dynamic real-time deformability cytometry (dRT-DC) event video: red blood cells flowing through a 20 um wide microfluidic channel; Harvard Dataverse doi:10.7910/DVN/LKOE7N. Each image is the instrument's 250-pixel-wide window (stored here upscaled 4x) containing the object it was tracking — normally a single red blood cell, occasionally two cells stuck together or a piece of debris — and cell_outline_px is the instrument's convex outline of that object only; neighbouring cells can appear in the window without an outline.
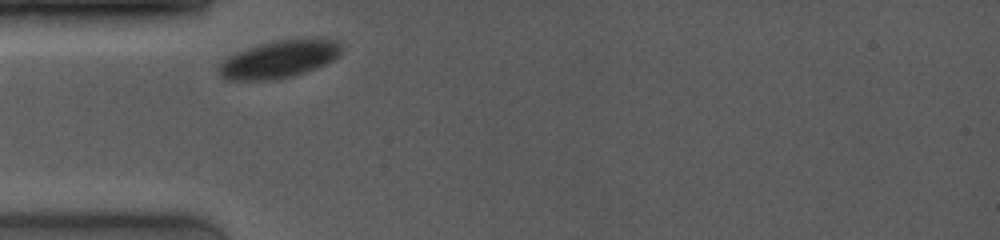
{"species": "common noctule bat (a hibernating species)", "species_latin": "Nyctalus noctula", "temperature_condition": "room temperature", "stored_images_in_passage": 2, "camera_frame_rate_fps": 4000, "um_per_image_px": 0.085, "animal": {"sex": "female", "body_mass_g": 19.0, "forearm_length_mm": 53.3}, "frame": {"image": 1, "passage_image": 1, "time_ms": 0.0, "image_size_px": [1000, 240], "cell_outline_px": [[340, 52], [332, 60], [316, 68], [292, 76], [272, 80], [224, 80], [216, 72], [216, 68], [228, 56], [236, 52], [260, 44], [280, 40], [316, 36], [320, 36], [336, 40], [340, 44]], "centroid_in_image_um": [23.71, 5.01], "position_along_channel_um": 61.3, "area_um2": 27.11}}